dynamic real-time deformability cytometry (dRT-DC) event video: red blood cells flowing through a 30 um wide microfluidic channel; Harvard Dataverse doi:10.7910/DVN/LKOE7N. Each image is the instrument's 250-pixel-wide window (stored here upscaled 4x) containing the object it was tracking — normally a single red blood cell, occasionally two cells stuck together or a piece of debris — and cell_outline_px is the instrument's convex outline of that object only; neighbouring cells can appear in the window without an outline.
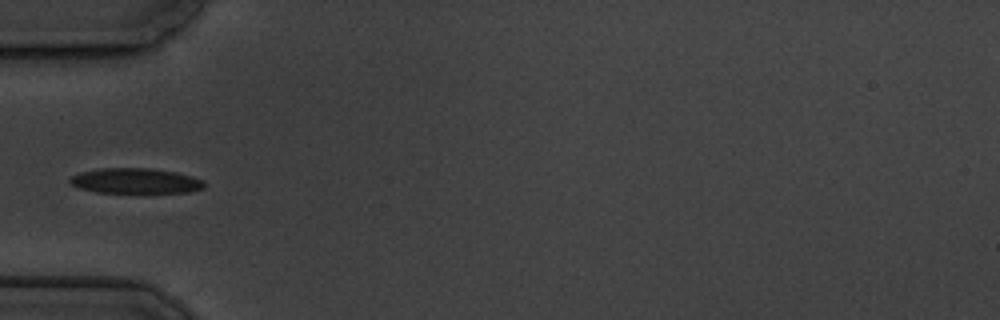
{"species": "common noctule bat (a hibernating species)", "species_latin": "Nyctalus noctula", "temperature_condition": "cold", "stored_images_in_passage": 15, "camera_frame_rate_fps": 3000, "um_per_image_px": 0.085, "animal": {"sex": "male", "body_mass_g": 19.5, "forearm_length_mm": 54.6}, "frame": {"image": 1, "passage_image": 5, "time_ms": 5.333, "image_size_px": [1000, 320], "cell_outline_px": [[204, 188], [192, 192], [96, 192], [80, 188], [68, 184], [68, 180], [72, 176], [84, 172], [100, 168], [148, 168], [176, 172], [192, 176], [204, 180]], "centroid_in_image_um": [11.53, 15.37], "position_along_channel_um": 73.5, "area_um2": 19.65}}
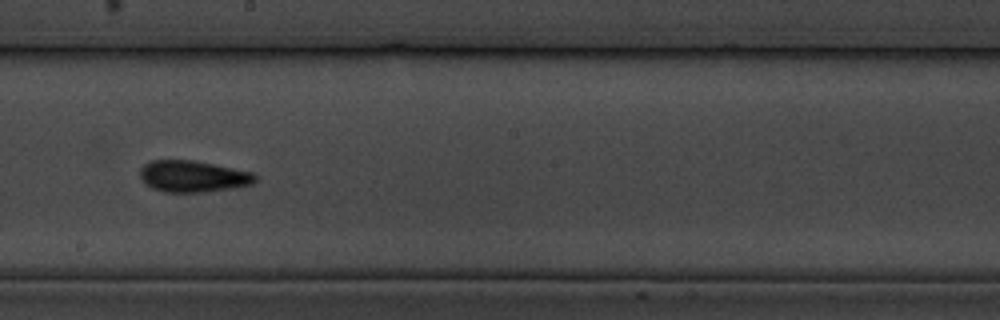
{"frame": {"image": 2, "passage_image": 9, "time_ms": 10.0, "image_size_px": [1000, 320], "cell_outline_px": [[256, 180], [252, 184], [236, 188], [204, 192], [164, 192], [152, 188], [140, 176], [140, 168], [144, 164], [152, 160], [192, 160], [252, 172], [256, 176]], "centroid_in_image_um": [16.41, 14.99], "position_along_channel_um": 231.8, "area_um2": 21.04}}
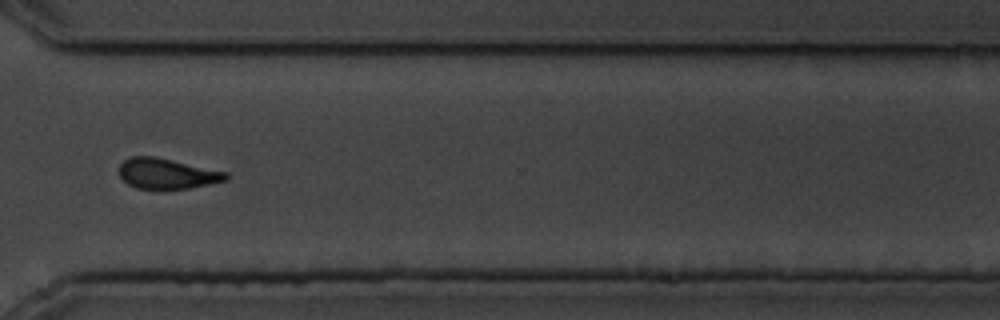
{"frame": {"image": 3, "passage_image": 12, "time_ms": 13.667, "image_size_px": [1000, 320], "cell_outline_px": [[228, 180], [188, 188], [136, 188], [128, 184], [120, 176], [120, 164], [124, 160], [132, 156], [156, 156], [228, 172]], "centroid_in_image_um": [14.21, 14.74], "position_along_channel_um": 356.4, "area_um2": 18.79}, "authors_computed_cell_mechanics": {"area_um2": 20.6346, "velocity_mm_per_s": 3.3955, "shape_relaxation_time_tau1_ms": 2.8945, "shape_relaxation_time_tau2_ms": null, "deformation_change_tau1": 0.1241, "deformation_change_tau2": null}}